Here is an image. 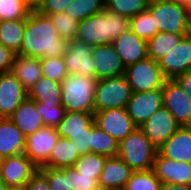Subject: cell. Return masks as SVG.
<instances>
[{"instance_id": "obj_1", "label": "cell", "mask_w": 191, "mask_h": 190, "mask_svg": "<svg viewBox=\"0 0 191 190\" xmlns=\"http://www.w3.org/2000/svg\"><path fill=\"white\" fill-rule=\"evenodd\" d=\"M68 42L61 38L50 18L33 9L26 19V29L17 55L34 58L61 57Z\"/></svg>"}, {"instance_id": "obj_2", "label": "cell", "mask_w": 191, "mask_h": 190, "mask_svg": "<svg viewBox=\"0 0 191 190\" xmlns=\"http://www.w3.org/2000/svg\"><path fill=\"white\" fill-rule=\"evenodd\" d=\"M130 19L105 8L78 24L75 38L89 46L110 44L129 29Z\"/></svg>"}, {"instance_id": "obj_3", "label": "cell", "mask_w": 191, "mask_h": 190, "mask_svg": "<svg viewBox=\"0 0 191 190\" xmlns=\"http://www.w3.org/2000/svg\"><path fill=\"white\" fill-rule=\"evenodd\" d=\"M97 79L68 74L61 82L62 105L67 112L94 114V95Z\"/></svg>"}, {"instance_id": "obj_4", "label": "cell", "mask_w": 191, "mask_h": 190, "mask_svg": "<svg viewBox=\"0 0 191 190\" xmlns=\"http://www.w3.org/2000/svg\"><path fill=\"white\" fill-rule=\"evenodd\" d=\"M158 149L146 137L140 127L119 142L118 157L133 171H148L153 169L154 158Z\"/></svg>"}, {"instance_id": "obj_5", "label": "cell", "mask_w": 191, "mask_h": 190, "mask_svg": "<svg viewBox=\"0 0 191 190\" xmlns=\"http://www.w3.org/2000/svg\"><path fill=\"white\" fill-rule=\"evenodd\" d=\"M147 11L155 22V34L168 32L186 35L187 6L170 0H150Z\"/></svg>"}, {"instance_id": "obj_6", "label": "cell", "mask_w": 191, "mask_h": 190, "mask_svg": "<svg viewBox=\"0 0 191 190\" xmlns=\"http://www.w3.org/2000/svg\"><path fill=\"white\" fill-rule=\"evenodd\" d=\"M132 93L124 75L97 80L94 95L95 110L126 108Z\"/></svg>"}, {"instance_id": "obj_7", "label": "cell", "mask_w": 191, "mask_h": 190, "mask_svg": "<svg viewBox=\"0 0 191 190\" xmlns=\"http://www.w3.org/2000/svg\"><path fill=\"white\" fill-rule=\"evenodd\" d=\"M124 76L133 93L162 90L166 80L158 62L149 57L126 67Z\"/></svg>"}, {"instance_id": "obj_8", "label": "cell", "mask_w": 191, "mask_h": 190, "mask_svg": "<svg viewBox=\"0 0 191 190\" xmlns=\"http://www.w3.org/2000/svg\"><path fill=\"white\" fill-rule=\"evenodd\" d=\"M94 123L118 142H121L137 128L126 108L95 111Z\"/></svg>"}, {"instance_id": "obj_9", "label": "cell", "mask_w": 191, "mask_h": 190, "mask_svg": "<svg viewBox=\"0 0 191 190\" xmlns=\"http://www.w3.org/2000/svg\"><path fill=\"white\" fill-rule=\"evenodd\" d=\"M163 106L172 114L177 123L191 126V98L174 79H166L163 87Z\"/></svg>"}, {"instance_id": "obj_10", "label": "cell", "mask_w": 191, "mask_h": 190, "mask_svg": "<svg viewBox=\"0 0 191 190\" xmlns=\"http://www.w3.org/2000/svg\"><path fill=\"white\" fill-rule=\"evenodd\" d=\"M59 137L56 128L44 126L26 137L24 154L38 168L43 167Z\"/></svg>"}, {"instance_id": "obj_11", "label": "cell", "mask_w": 191, "mask_h": 190, "mask_svg": "<svg viewBox=\"0 0 191 190\" xmlns=\"http://www.w3.org/2000/svg\"><path fill=\"white\" fill-rule=\"evenodd\" d=\"M181 126L172 114L160 107L140 128L146 137L159 149Z\"/></svg>"}, {"instance_id": "obj_12", "label": "cell", "mask_w": 191, "mask_h": 190, "mask_svg": "<svg viewBox=\"0 0 191 190\" xmlns=\"http://www.w3.org/2000/svg\"><path fill=\"white\" fill-rule=\"evenodd\" d=\"M92 48L76 38L68 42L63 55L68 74H78L96 79L95 66L91 57Z\"/></svg>"}, {"instance_id": "obj_13", "label": "cell", "mask_w": 191, "mask_h": 190, "mask_svg": "<svg viewBox=\"0 0 191 190\" xmlns=\"http://www.w3.org/2000/svg\"><path fill=\"white\" fill-rule=\"evenodd\" d=\"M38 167L24 154L2 158L0 179L7 186L25 185Z\"/></svg>"}, {"instance_id": "obj_14", "label": "cell", "mask_w": 191, "mask_h": 190, "mask_svg": "<svg viewBox=\"0 0 191 190\" xmlns=\"http://www.w3.org/2000/svg\"><path fill=\"white\" fill-rule=\"evenodd\" d=\"M163 106L162 90L132 93L126 110L134 124L140 127L160 107Z\"/></svg>"}, {"instance_id": "obj_15", "label": "cell", "mask_w": 191, "mask_h": 190, "mask_svg": "<svg viewBox=\"0 0 191 190\" xmlns=\"http://www.w3.org/2000/svg\"><path fill=\"white\" fill-rule=\"evenodd\" d=\"M166 79L191 71V38L184 36L180 43L158 61Z\"/></svg>"}, {"instance_id": "obj_16", "label": "cell", "mask_w": 191, "mask_h": 190, "mask_svg": "<svg viewBox=\"0 0 191 190\" xmlns=\"http://www.w3.org/2000/svg\"><path fill=\"white\" fill-rule=\"evenodd\" d=\"M91 57L97 80L124 75L125 67L112 43L93 47Z\"/></svg>"}, {"instance_id": "obj_17", "label": "cell", "mask_w": 191, "mask_h": 190, "mask_svg": "<svg viewBox=\"0 0 191 190\" xmlns=\"http://www.w3.org/2000/svg\"><path fill=\"white\" fill-rule=\"evenodd\" d=\"M28 97V91L10 71L0 74V118L9 117Z\"/></svg>"}, {"instance_id": "obj_18", "label": "cell", "mask_w": 191, "mask_h": 190, "mask_svg": "<svg viewBox=\"0 0 191 190\" xmlns=\"http://www.w3.org/2000/svg\"><path fill=\"white\" fill-rule=\"evenodd\" d=\"M153 171L161 183L191 185V163L174 161L157 152Z\"/></svg>"}, {"instance_id": "obj_19", "label": "cell", "mask_w": 191, "mask_h": 190, "mask_svg": "<svg viewBox=\"0 0 191 190\" xmlns=\"http://www.w3.org/2000/svg\"><path fill=\"white\" fill-rule=\"evenodd\" d=\"M124 67L148 57L147 40L138 37L130 29L112 41Z\"/></svg>"}, {"instance_id": "obj_20", "label": "cell", "mask_w": 191, "mask_h": 190, "mask_svg": "<svg viewBox=\"0 0 191 190\" xmlns=\"http://www.w3.org/2000/svg\"><path fill=\"white\" fill-rule=\"evenodd\" d=\"M133 170L118 156L107 157L99 186L107 190H124Z\"/></svg>"}, {"instance_id": "obj_21", "label": "cell", "mask_w": 191, "mask_h": 190, "mask_svg": "<svg viewBox=\"0 0 191 190\" xmlns=\"http://www.w3.org/2000/svg\"><path fill=\"white\" fill-rule=\"evenodd\" d=\"M158 152L174 161L191 163V126L180 127Z\"/></svg>"}, {"instance_id": "obj_22", "label": "cell", "mask_w": 191, "mask_h": 190, "mask_svg": "<svg viewBox=\"0 0 191 190\" xmlns=\"http://www.w3.org/2000/svg\"><path fill=\"white\" fill-rule=\"evenodd\" d=\"M26 136L9 117L0 118V156L2 158L24 153Z\"/></svg>"}, {"instance_id": "obj_23", "label": "cell", "mask_w": 191, "mask_h": 190, "mask_svg": "<svg viewBox=\"0 0 191 190\" xmlns=\"http://www.w3.org/2000/svg\"><path fill=\"white\" fill-rule=\"evenodd\" d=\"M9 118L26 137L44 127L36 102L29 97L23 100Z\"/></svg>"}, {"instance_id": "obj_24", "label": "cell", "mask_w": 191, "mask_h": 190, "mask_svg": "<svg viewBox=\"0 0 191 190\" xmlns=\"http://www.w3.org/2000/svg\"><path fill=\"white\" fill-rule=\"evenodd\" d=\"M11 72L25 89L29 91L42 77L40 59L16 55Z\"/></svg>"}, {"instance_id": "obj_25", "label": "cell", "mask_w": 191, "mask_h": 190, "mask_svg": "<svg viewBox=\"0 0 191 190\" xmlns=\"http://www.w3.org/2000/svg\"><path fill=\"white\" fill-rule=\"evenodd\" d=\"M28 97L38 103L57 105L62 103L61 82L41 77L28 91Z\"/></svg>"}, {"instance_id": "obj_26", "label": "cell", "mask_w": 191, "mask_h": 190, "mask_svg": "<svg viewBox=\"0 0 191 190\" xmlns=\"http://www.w3.org/2000/svg\"><path fill=\"white\" fill-rule=\"evenodd\" d=\"M79 157L80 154L70 139L59 137L57 143L51 150L48 162L43 167H73Z\"/></svg>"}, {"instance_id": "obj_27", "label": "cell", "mask_w": 191, "mask_h": 190, "mask_svg": "<svg viewBox=\"0 0 191 190\" xmlns=\"http://www.w3.org/2000/svg\"><path fill=\"white\" fill-rule=\"evenodd\" d=\"M93 123L94 114L66 111L64 119L56 127V130L60 137L69 139V135L86 134L87 129Z\"/></svg>"}, {"instance_id": "obj_28", "label": "cell", "mask_w": 191, "mask_h": 190, "mask_svg": "<svg viewBox=\"0 0 191 190\" xmlns=\"http://www.w3.org/2000/svg\"><path fill=\"white\" fill-rule=\"evenodd\" d=\"M25 29L26 19L1 21L0 44L13 51L15 54H18L22 45Z\"/></svg>"}, {"instance_id": "obj_29", "label": "cell", "mask_w": 191, "mask_h": 190, "mask_svg": "<svg viewBox=\"0 0 191 190\" xmlns=\"http://www.w3.org/2000/svg\"><path fill=\"white\" fill-rule=\"evenodd\" d=\"M184 36L186 35L168 32L156 33L151 39L147 40L148 57L158 62L173 50Z\"/></svg>"}, {"instance_id": "obj_30", "label": "cell", "mask_w": 191, "mask_h": 190, "mask_svg": "<svg viewBox=\"0 0 191 190\" xmlns=\"http://www.w3.org/2000/svg\"><path fill=\"white\" fill-rule=\"evenodd\" d=\"M90 151L91 153H96L107 157L118 156L119 142L93 123L91 130Z\"/></svg>"}, {"instance_id": "obj_31", "label": "cell", "mask_w": 191, "mask_h": 190, "mask_svg": "<svg viewBox=\"0 0 191 190\" xmlns=\"http://www.w3.org/2000/svg\"><path fill=\"white\" fill-rule=\"evenodd\" d=\"M106 8L105 0H73L64 12L78 22L100 13Z\"/></svg>"}, {"instance_id": "obj_32", "label": "cell", "mask_w": 191, "mask_h": 190, "mask_svg": "<svg viewBox=\"0 0 191 190\" xmlns=\"http://www.w3.org/2000/svg\"><path fill=\"white\" fill-rule=\"evenodd\" d=\"M107 156L88 153L80 155L73 167L82 175L92 176L99 179L105 165Z\"/></svg>"}, {"instance_id": "obj_33", "label": "cell", "mask_w": 191, "mask_h": 190, "mask_svg": "<svg viewBox=\"0 0 191 190\" xmlns=\"http://www.w3.org/2000/svg\"><path fill=\"white\" fill-rule=\"evenodd\" d=\"M149 2L150 0H105L107 9L129 19L146 11Z\"/></svg>"}, {"instance_id": "obj_34", "label": "cell", "mask_w": 191, "mask_h": 190, "mask_svg": "<svg viewBox=\"0 0 191 190\" xmlns=\"http://www.w3.org/2000/svg\"><path fill=\"white\" fill-rule=\"evenodd\" d=\"M32 10L26 0H0L1 21L27 19Z\"/></svg>"}, {"instance_id": "obj_35", "label": "cell", "mask_w": 191, "mask_h": 190, "mask_svg": "<svg viewBox=\"0 0 191 190\" xmlns=\"http://www.w3.org/2000/svg\"><path fill=\"white\" fill-rule=\"evenodd\" d=\"M161 181L153 169L148 171H133L124 190H160Z\"/></svg>"}, {"instance_id": "obj_36", "label": "cell", "mask_w": 191, "mask_h": 190, "mask_svg": "<svg viewBox=\"0 0 191 190\" xmlns=\"http://www.w3.org/2000/svg\"><path fill=\"white\" fill-rule=\"evenodd\" d=\"M61 38L67 42L75 39L79 22L65 12L47 15Z\"/></svg>"}, {"instance_id": "obj_37", "label": "cell", "mask_w": 191, "mask_h": 190, "mask_svg": "<svg viewBox=\"0 0 191 190\" xmlns=\"http://www.w3.org/2000/svg\"><path fill=\"white\" fill-rule=\"evenodd\" d=\"M129 29L138 37L148 40L155 35V22L146 10L130 18Z\"/></svg>"}, {"instance_id": "obj_38", "label": "cell", "mask_w": 191, "mask_h": 190, "mask_svg": "<svg viewBox=\"0 0 191 190\" xmlns=\"http://www.w3.org/2000/svg\"><path fill=\"white\" fill-rule=\"evenodd\" d=\"M42 76L62 82L68 75L63 56L54 58H40Z\"/></svg>"}, {"instance_id": "obj_39", "label": "cell", "mask_w": 191, "mask_h": 190, "mask_svg": "<svg viewBox=\"0 0 191 190\" xmlns=\"http://www.w3.org/2000/svg\"><path fill=\"white\" fill-rule=\"evenodd\" d=\"M38 113L42 117L44 126L56 128L64 119L66 110L62 104L47 105L36 102Z\"/></svg>"}, {"instance_id": "obj_40", "label": "cell", "mask_w": 191, "mask_h": 190, "mask_svg": "<svg viewBox=\"0 0 191 190\" xmlns=\"http://www.w3.org/2000/svg\"><path fill=\"white\" fill-rule=\"evenodd\" d=\"M38 169L47 177L50 190H71L68 183V167Z\"/></svg>"}, {"instance_id": "obj_41", "label": "cell", "mask_w": 191, "mask_h": 190, "mask_svg": "<svg viewBox=\"0 0 191 190\" xmlns=\"http://www.w3.org/2000/svg\"><path fill=\"white\" fill-rule=\"evenodd\" d=\"M68 183L71 190H90L99 186V179L82 175L74 167H68Z\"/></svg>"}, {"instance_id": "obj_42", "label": "cell", "mask_w": 191, "mask_h": 190, "mask_svg": "<svg viewBox=\"0 0 191 190\" xmlns=\"http://www.w3.org/2000/svg\"><path fill=\"white\" fill-rule=\"evenodd\" d=\"M72 1L73 0H44L36 10L46 16L61 13L64 12L65 8H67Z\"/></svg>"}, {"instance_id": "obj_43", "label": "cell", "mask_w": 191, "mask_h": 190, "mask_svg": "<svg viewBox=\"0 0 191 190\" xmlns=\"http://www.w3.org/2000/svg\"><path fill=\"white\" fill-rule=\"evenodd\" d=\"M91 130L92 125L87 129L86 134L69 135L70 141L73 143L74 147L78 150L80 155L91 153Z\"/></svg>"}, {"instance_id": "obj_44", "label": "cell", "mask_w": 191, "mask_h": 190, "mask_svg": "<svg viewBox=\"0 0 191 190\" xmlns=\"http://www.w3.org/2000/svg\"><path fill=\"white\" fill-rule=\"evenodd\" d=\"M17 54L0 44V74L10 72Z\"/></svg>"}, {"instance_id": "obj_45", "label": "cell", "mask_w": 191, "mask_h": 190, "mask_svg": "<svg viewBox=\"0 0 191 190\" xmlns=\"http://www.w3.org/2000/svg\"><path fill=\"white\" fill-rule=\"evenodd\" d=\"M28 190H50L47 177L38 169L26 183Z\"/></svg>"}, {"instance_id": "obj_46", "label": "cell", "mask_w": 191, "mask_h": 190, "mask_svg": "<svg viewBox=\"0 0 191 190\" xmlns=\"http://www.w3.org/2000/svg\"><path fill=\"white\" fill-rule=\"evenodd\" d=\"M174 80L180 85L183 91L191 98V71L178 75Z\"/></svg>"}, {"instance_id": "obj_47", "label": "cell", "mask_w": 191, "mask_h": 190, "mask_svg": "<svg viewBox=\"0 0 191 190\" xmlns=\"http://www.w3.org/2000/svg\"><path fill=\"white\" fill-rule=\"evenodd\" d=\"M160 190H191V185L161 183V189Z\"/></svg>"}, {"instance_id": "obj_48", "label": "cell", "mask_w": 191, "mask_h": 190, "mask_svg": "<svg viewBox=\"0 0 191 190\" xmlns=\"http://www.w3.org/2000/svg\"><path fill=\"white\" fill-rule=\"evenodd\" d=\"M186 36L191 38V5L187 6L186 12Z\"/></svg>"}, {"instance_id": "obj_49", "label": "cell", "mask_w": 191, "mask_h": 190, "mask_svg": "<svg viewBox=\"0 0 191 190\" xmlns=\"http://www.w3.org/2000/svg\"><path fill=\"white\" fill-rule=\"evenodd\" d=\"M29 5L33 8L36 9L44 0H26Z\"/></svg>"}, {"instance_id": "obj_50", "label": "cell", "mask_w": 191, "mask_h": 190, "mask_svg": "<svg viewBox=\"0 0 191 190\" xmlns=\"http://www.w3.org/2000/svg\"><path fill=\"white\" fill-rule=\"evenodd\" d=\"M7 190H28L26 184L21 186H7Z\"/></svg>"}, {"instance_id": "obj_51", "label": "cell", "mask_w": 191, "mask_h": 190, "mask_svg": "<svg viewBox=\"0 0 191 190\" xmlns=\"http://www.w3.org/2000/svg\"><path fill=\"white\" fill-rule=\"evenodd\" d=\"M170 1H176L178 3H181L182 5H185V6L191 5V0H170Z\"/></svg>"}, {"instance_id": "obj_52", "label": "cell", "mask_w": 191, "mask_h": 190, "mask_svg": "<svg viewBox=\"0 0 191 190\" xmlns=\"http://www.w3.org/2000/svg\"><path fill=\"white\" fill-rule=\"evenodd\" d=\"M0 190H7V185L0 179Z\"/></svg>"}, {"instance_id": "obj_53", "label": "cell", "mask_w": 191, "mask_h": 190, "mask_svg": "<svg viewBox=\"0 0 191 190\" xmlns=\"http://www.w3.org/2000/svg\"><path fill=\"white\" fill-rule=\"evenodd\" d=\"M90 190H107V189H104V188H102V187H100V186H97V187H95V188H93V189H90Z\"/></svg>"}, {"instance_id": "obj_54", "label": "cell", "mask_w": 191, "mask_h": 190, "mask_svg": "<svg viewBox=\"0 0 191 190\" xmlns=\"http://www.w3.org/2000/svg\"><path fill=\"white\" fill-rule=\"evenodd\" d=\"M2 157L0 156V167H1Z\"/></svg>"}]
</instances>
